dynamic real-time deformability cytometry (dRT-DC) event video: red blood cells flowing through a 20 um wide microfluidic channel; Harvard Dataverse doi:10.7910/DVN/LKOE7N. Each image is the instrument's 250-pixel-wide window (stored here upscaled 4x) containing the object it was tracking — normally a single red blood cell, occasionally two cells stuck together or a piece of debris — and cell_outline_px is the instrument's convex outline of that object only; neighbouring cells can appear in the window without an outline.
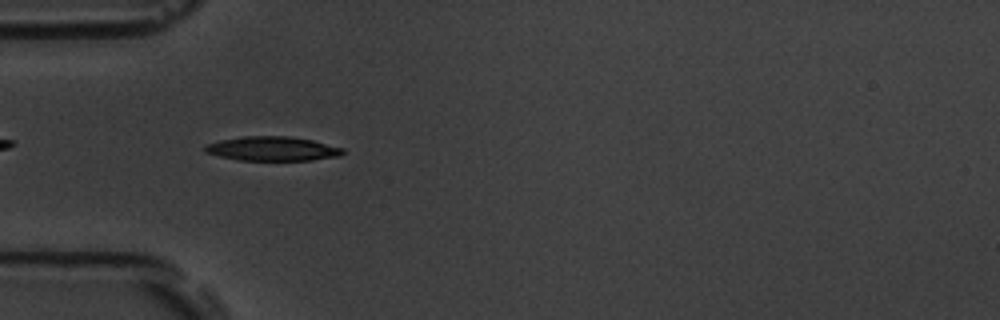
{"species": "common noctule bat (a hibernating species)", "species_latin": "Nyctalus noctula", "temperature_condition": "room temperature", "stored_images_in_passage": 43, "camera_frame_rate_fps": 3000, "um_per_image_px": 0.085, "animal": {"sex": "male", "body_mass_g": 19.5, "forearm_length_mm": 54.6}, "frame": {"image": 1, "passage_image": 4, "time_ms": 1.0, "image_size_px": [1000, 320], "cell_outline_px": [[344, 152], [340, 156], [312, 160], [240, 160], [220, 156], [204, 152], [204, 144], [220, 140], [244, 136], [288, 136], [312, 140], [344, 148]], "centroid_in_image_um": [23.15, 12.64], "position_along_channel_um": 61.9, "area_um2": 19.48}}
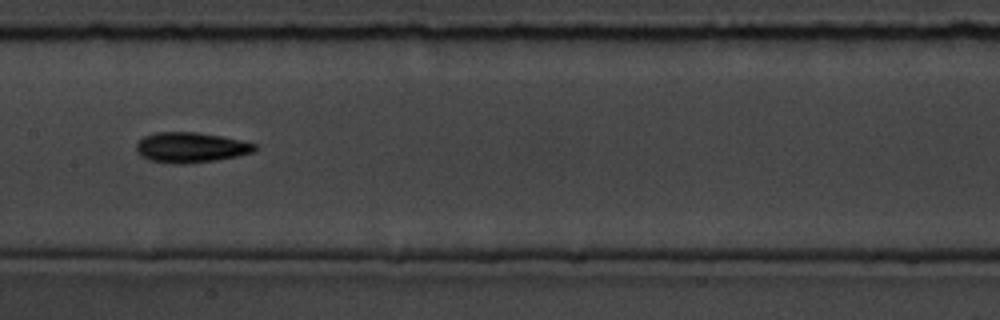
{"frame": {"image": 2, "passage_image": 15, "time_ms": 4.667, "image_size_px": [1000, 320], "cell_outline_px": [[256, 148], [252, 152], [236, 156], [216, 160], [184, 164], [172, 164], [148, 160], [140, 156], [136, 152], [136, 144], [144, 136], [156, 132], [196, 132], [220, 136], [240, 140], [256, 144]], "centroid_in_image_um": [16.15, 12.54], "position_along_channel_um": 191.2, "area_um2": 20.87}}
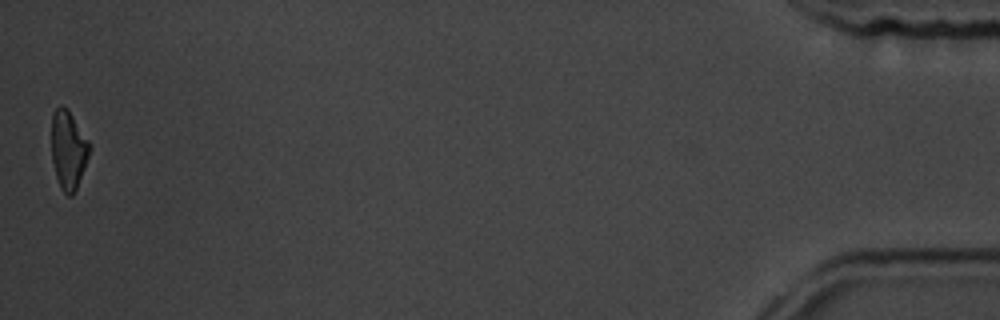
{"frame": {"image": 3, "passage_image": 43, "time_ms": 14.0, "image_size_px": [1000, 320], "cell_outline_px": [[92, 148], [76, 188], [72, 196], [68, 196], [60, 188], [56, 176], [52, 160], [52, 112], [60, 104], [68, 108], [92, 144]], "centroid_in_image_um": [5.83, 12.69], "position_along_channel_um": 429.4, "area_um2": 17.63}, "authors_computed_cell_mechanics": {"area_um2": 19.0162, "velocity_mm_per_s": 3.5886, "shape_relaxation_time_tau1_ms": 2.8344, "shape_relaxation_time_tau2_ms": 9.0993, "deformation_change_tau1": 0.1192, "deformation_change_tau2": 0.2108}}